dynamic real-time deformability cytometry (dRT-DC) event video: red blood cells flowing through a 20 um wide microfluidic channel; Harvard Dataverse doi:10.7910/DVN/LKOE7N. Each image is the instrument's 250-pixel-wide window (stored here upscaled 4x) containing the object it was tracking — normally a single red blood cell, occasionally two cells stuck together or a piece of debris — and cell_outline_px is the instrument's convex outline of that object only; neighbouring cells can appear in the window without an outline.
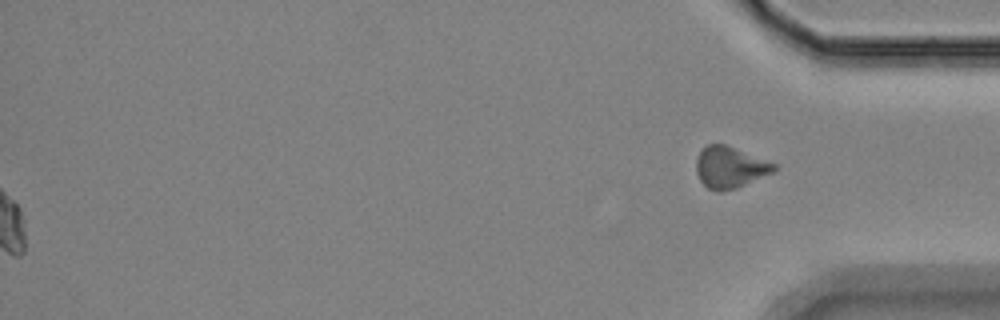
{"species": "Egyptian fruit bat (a non-hibernating species)", "species_latin": "Rousettus aegyptiacus", "temperature_condition": "room temperature", "stored_images_in_passage": 56, "segment_of_instrument_passage": [2, 2], "camera_frame_rate_fps": 3000, "um_per_image_px": 0.085, "animal": {"sex": "female"}, "frame": {"image": 1, "passage_image": 56, "time_ms": 18.333, "image_size_px": [1000, 320], "cell_outline_px": [[776, 168], [772, 172], [736, 188], [720, 192], [708, 188], [700, 180], [696, 172], [696, 160], [700, 152], [708, 144], [724, 144], [776, 164]], "centroid_in_image_um": [62.01, 14.23], "position_along_channel_um": 373.2, "area_um2": 18.32}}